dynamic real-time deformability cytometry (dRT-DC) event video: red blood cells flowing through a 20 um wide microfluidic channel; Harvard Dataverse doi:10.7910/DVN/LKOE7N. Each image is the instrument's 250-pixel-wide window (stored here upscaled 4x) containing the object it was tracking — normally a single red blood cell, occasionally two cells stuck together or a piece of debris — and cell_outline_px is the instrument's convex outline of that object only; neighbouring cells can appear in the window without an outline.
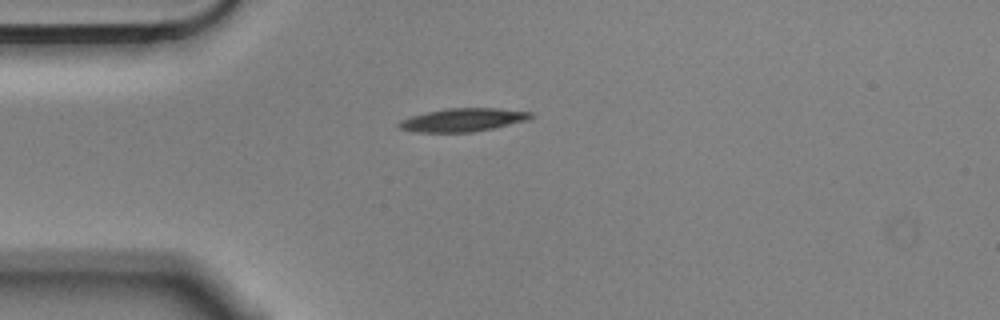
{"species": "Egyptian fruit bat (a non-hibernating species)", "species_latin": "Rousettus aegyptiacus", "temperature_condition": "cold", "stored_images_in_passage": 14, "camera_frame_rate_fps": 3000, "um_per_image_px": 0.085, "animal": {"sex": "male"}, "frame": {"image": 1, "passage_image": 3, "time_ms": 0.667, "image_size_px": [1000, 320], "cell_outline_px": [[532, 116], [528, 120], [492, 128], [472, 132], [416, 132], [400, 128], [396, 124], [400, 120], [412, 116], [428, 112], [448, 108], [496, 108], [532, 112]], "centroid_in_image_um": [39.33, 10.19], "position_along_channel_um": 45.7, "area_um2": 17.63}}
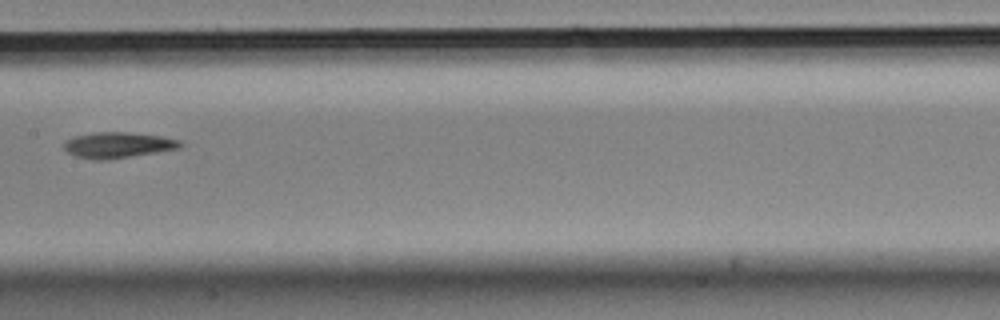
{"frame": {"image": 2, "passage_image": 7, "time_ms": 2.0, "image_size_px": [1000, 320], "cell_outline_px": [[184, 144], [180, 148], [108, 160], [92, 160], [76, 156], [68, 152], [64, 148], [64, 144], [72, 136], [92, 132], [124, 132], [160, 136], [180, 140]], "centroid_in_image_um": [10.01, 12.33], "position_along_channel_um": 197.4, "area_um2": 17.46}}
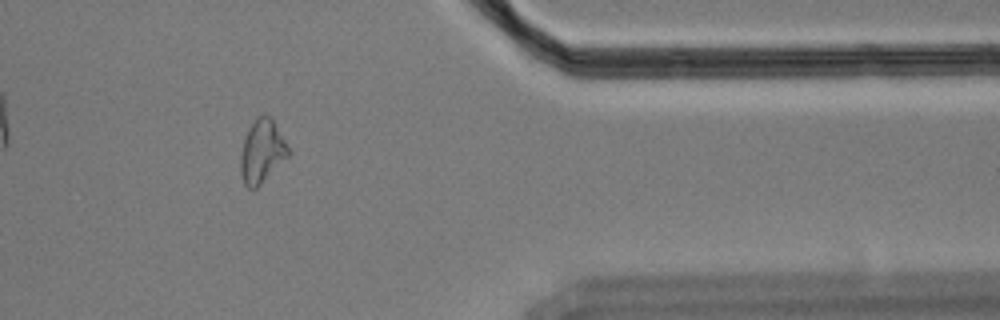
{"frame": {"image": 3, "passage_image": 12, "time_ms": 3.667, "image_size_px": [1000, 320], "cell_outline_px": [[292, 152], [256, 188], [248, 188], [244, 184], [240, 172], [240, 156], [244, 140], [248, 128], [256, 116], [264, 112], [272, 116]], "centroid_in_image_um": [22.28, 12.8], "position_along_channel_um": 389.1, "area_um2": 17.86}}